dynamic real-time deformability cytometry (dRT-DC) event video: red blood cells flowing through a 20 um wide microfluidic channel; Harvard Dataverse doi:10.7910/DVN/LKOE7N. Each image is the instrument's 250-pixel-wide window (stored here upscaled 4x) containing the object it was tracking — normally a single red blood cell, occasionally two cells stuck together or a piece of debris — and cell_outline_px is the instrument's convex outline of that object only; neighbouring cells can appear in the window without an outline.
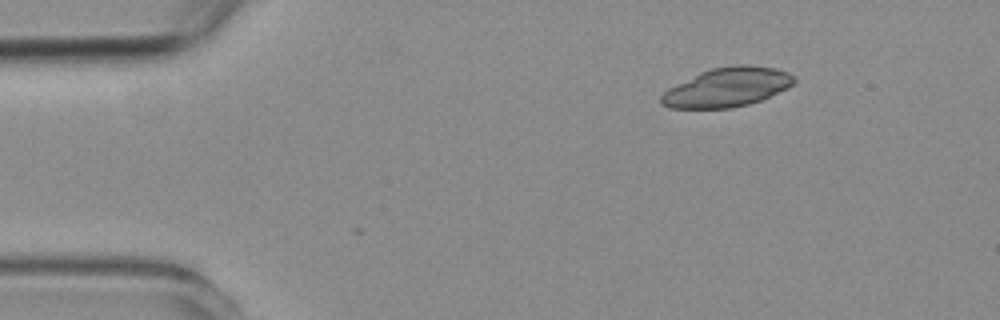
{"species": "common noctule bat (a hibernating species)", "species_latin": "Nyctalus noctula", "temperature_condition": "room temperature", "stored_images_in_passage": 4, "camera_frame_rate_fps": 3000, "um_per_image_px": 0.085, "animal": {"sex": "female", "body_mass_g": 19.3, "forearm_length_mm": 54.1}, "frame": {"image": 1, "passage_image": 1, "time_ms": 0.0, "image_size_px": [1000, 320], "cell_outline_px": [[796, 80], [788, 88], [760, 100], [748, 104], [732, 108], [668, 108], [660, 104], [660, 96], [668, 88], [700, 72], [712, 68], [736, 64], [748, 64], [776, 68], [788, 72]], "centroid_in_image_um": [61.79, 7.41], "position_along_channel_um": 23.2, "area_um2": 30.35}}